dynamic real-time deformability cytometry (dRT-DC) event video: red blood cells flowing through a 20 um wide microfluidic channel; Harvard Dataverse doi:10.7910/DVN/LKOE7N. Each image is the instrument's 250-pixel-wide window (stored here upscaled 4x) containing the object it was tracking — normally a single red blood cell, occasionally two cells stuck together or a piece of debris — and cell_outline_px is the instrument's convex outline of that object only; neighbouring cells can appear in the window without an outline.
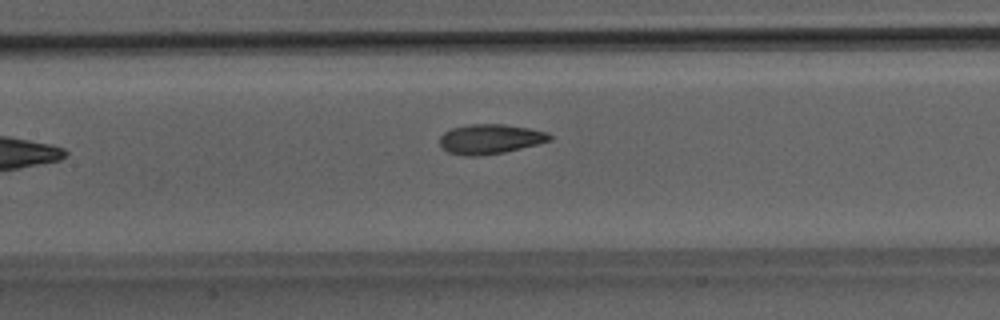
{"species": "Egyptian fruit bat (a non-hibernating species)", "species_latin": "Rousettus aegyptiacus", "temperature_condition": "room temperature", "stored_images_in_passage": 8, "camera_frame_rate_fps": 3000, "um_per_image_px": 0.085, "animal": {"sex": "male"}, "frame": {"image": 1, "passage_image": 8, "time_ms": 8.0, "image_size_px": [1000, 320], "cell_outline_px": [[552, 140], [504, 152], [476, 156], [464, 156], [448, 152], [440, 148], [440, 136], [444, 132], [452, 128], [468, 124], [504, 124], [528, 128], [548, 132], [552, 136]], "centroid_in_image_um": [41.63, 11.81], "position_along_channel_um": 165.8, "area_um2": 19.07}}